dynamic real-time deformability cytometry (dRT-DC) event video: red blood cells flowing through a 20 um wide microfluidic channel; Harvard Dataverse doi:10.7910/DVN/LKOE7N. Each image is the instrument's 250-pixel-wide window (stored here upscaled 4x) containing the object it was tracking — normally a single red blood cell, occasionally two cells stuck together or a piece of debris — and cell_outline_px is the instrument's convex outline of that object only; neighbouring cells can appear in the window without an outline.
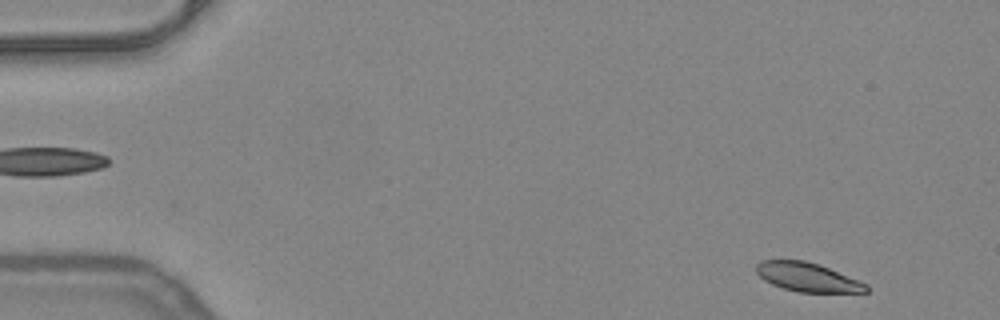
{"species": "common noctule bat (a hibernating species)", "species_latin": "Nyctalus noctula", "temperature_condition": "warm", "stored_images_in_passage": 50, "camera_frame_rate_fps": 3000, "um_per_image_px": 0.085, "animal": {"sex": "female", "body_mass_g": 24.6, "forearm_length_mm": 56.2}, "frame": {"image": 1, "passage_image": 2, "time_ms": 0.333, "image_size_px": [1000, 320], "cell_outline_px": [[868, 292], [800, 292], [784, 288], [772, 284], [764, 280], [756, 272], [756, 264], [760, 260], [804, 260], [820, 264], [868, 284]], "centroid_in_image_um": [68.64, 23.55], "position_along_channel_um": 16.4, "area_um2": 18.5}}
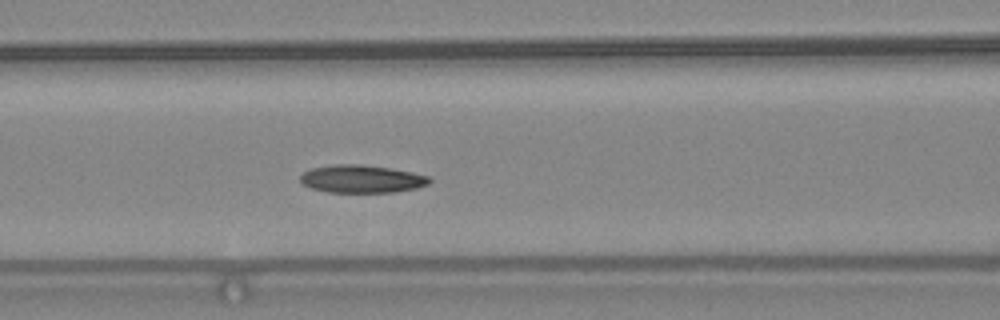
{"frame": {"image": 2, "passage_image": 20, "time_ms": 6.333, "image_size_px": [1000, 320], "cell_outline_px": [[432, 180], [428, 184], [416, 188], [396, 192], [328, 192], [312, 188], [304, 184], [300, 180], [300, 176], [304, 172], [312, 168], [332, 164], [360, 164], [388, 168], [412, 172], [428, 176]], "centroid_in_image_um": [30.75, 15.21], "position_along_channel_um": 135.9, "area_um2": 20.81}}
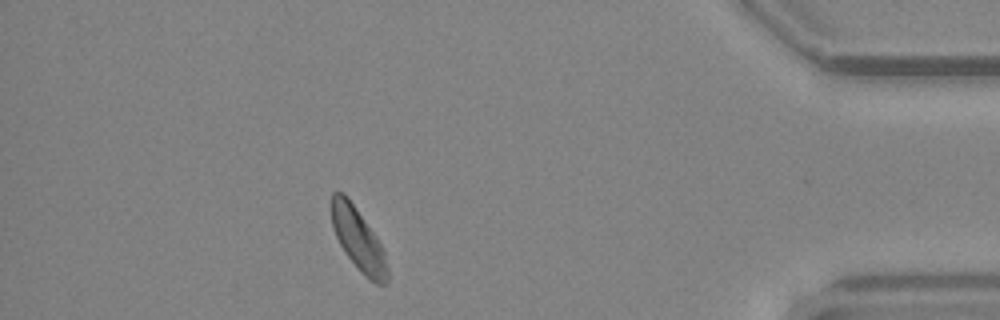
{"frame": {"image": 3, "passage_image": 44, "time_ms": 14.333, "image_size_px": [1000, 320], "cell_outline_px": [[388, 284], [376, 284], [368, 280], [360, 272], [344, 252], [336, 236], [332, 224], [332, 192], [344, 192], [348, 196], [380, 244], [384, 252], [388, 268]], "centroid_in_image_um": [30.46, 20.4], "position_along_channel_um": 404.7, "area_um2": 20.11}, "authors_computed_cell_mechanics": {"area_um2": 20.6346, "velocity_mm_per_s": 3.9593, "shape_relaxation_time_tau1_ms": 1.973, "shape_relaxation_time_tau2_ms": null, "deformation_change_tau1": 0.1046, "deformation_change_tau2": null}}